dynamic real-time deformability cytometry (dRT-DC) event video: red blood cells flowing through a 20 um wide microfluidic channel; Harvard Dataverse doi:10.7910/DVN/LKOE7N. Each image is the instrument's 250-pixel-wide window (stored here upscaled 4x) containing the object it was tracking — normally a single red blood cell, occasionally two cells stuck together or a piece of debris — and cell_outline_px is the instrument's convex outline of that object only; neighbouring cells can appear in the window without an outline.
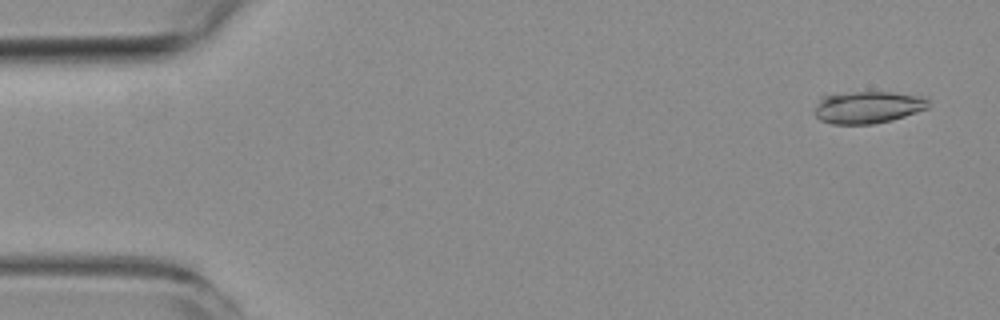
{"species": "common noctule bat (a hibernating species)", "species_latin": "Nyctalus noctula", "temperature_condition": "room temperature", "stored_images_in_passage": 4, "camera_frame_rate_fps": 3000, "um_per_image_px": 0.085, "animal": {"sex": "female", "body_mass_g": 19.3, "forearm_length_mm": 54.1}, "frame": {"image": 1, "passage_image": 1, "time_ms": 0.0, "image_size_px": [1000, 320], "cell_outline_px": [[928, 108], [892, 120], [872, 124], [832, 124], [820, 120], [816, 116], [816, 104], [820, 96], [856, 92], [892, 92], [924, 96], [928, 100]], "centroid_in_image_um": [73.76, 9.11], "position_along_channel_um": 11.2, "area_um2": 21.27}}
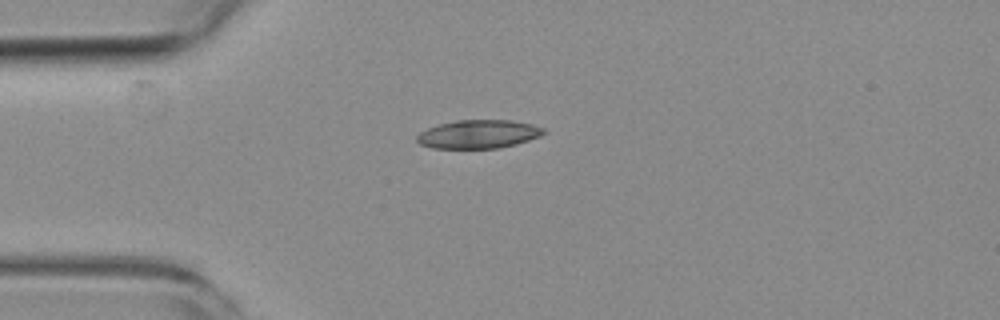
{"frame": {"image": 2, "passage_image": 4, "time_ms": 3.667, "image_size_px": [1000, 320], "cell_outline_px": [[548, 132], [540, 136], [516, 144], [496, 148], [432, 148], [420, 144], [416, 140], [416, 136], [420, 132], [428, 128], [440, 124], [456, 120], [512, 120], [532, 124], [544, 128]], "centroid_in_image_um": [40.68, 11.4], "position_along_channel_um": 44.3, "area_um2": 21.04}}